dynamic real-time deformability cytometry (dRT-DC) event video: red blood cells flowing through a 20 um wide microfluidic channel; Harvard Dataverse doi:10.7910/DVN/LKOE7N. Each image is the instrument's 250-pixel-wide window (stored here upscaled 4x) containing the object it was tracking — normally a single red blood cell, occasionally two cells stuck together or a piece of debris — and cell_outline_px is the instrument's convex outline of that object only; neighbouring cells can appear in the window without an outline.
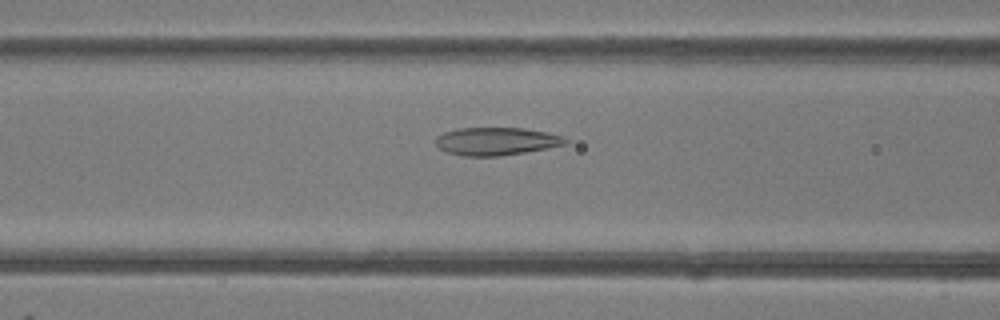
{"species": "common noctule bat (a hibernating species)", "species_latin": "Nyctalus noctula", "temperature_condition": "room temperature", "stored_images_in_passage": 41, "camera_frame_rate_fps": 3000, "um_per_image_px": 0.085, "animal": {"sex": "female"}, "frame": {"image": 1, "passage_image": 12, "time_ms": 3.667, "image_size_px": [1000, 320], "cell_outline_px": [[568, 144], [548, 148], [500, 156], [464, 156], [448, 152], [440, 148], [436, 144], [436, 136], [444, 132], [456, 128], [524, 128], [564, 136], [568, 140]], "centroid_in_image_um": [42.2, 12.0], "position_along_channel_um": 124.4, "area_um2": 21.04}}
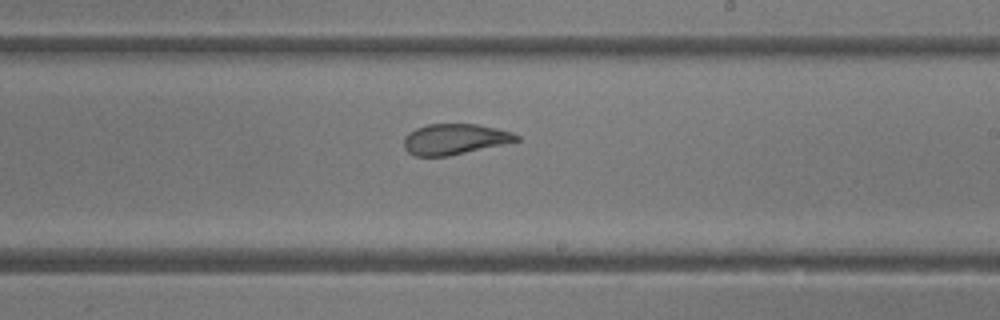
{"frame": {"image": 2, "passage_image": 21, "time_ms": 6.667, "image_size_px": [1000, 320], "cell_outline_px": [[520, 140], [448, 156], [416, 156], [408, 152], [404, 148], [404, 136], [408, 132], [416, 128], [428, 124], [476, 124], [496, 128], [512, 132], [520, 136]], "centroid_in_image_um": [38.62, 11.82], "position_along_channel_um": 250.4, "area_um2": 20.0}}
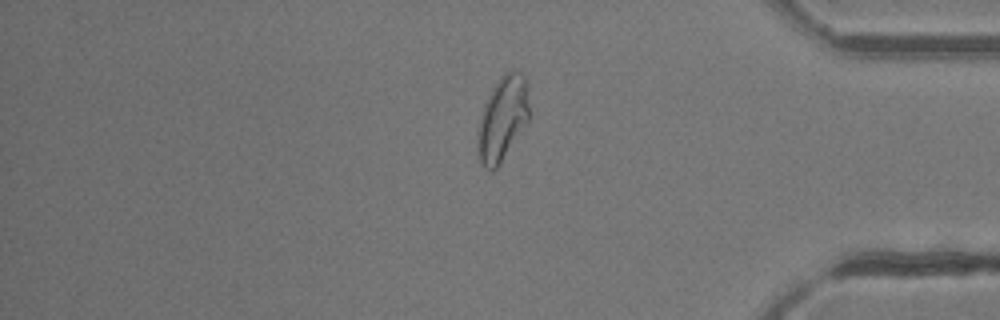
{"frame": {"image": 3, "passage_image": 33, "time_ms": 10.667, "image_size_px": [1000, 320], "cell_outline_px": [[528, 120], [500, 164], [496, 168], [484, 168], [480, 160], [476, 148], [476, 136], [484, 104], [496, 80], [500, 76], [512, 68], [520, 72], [524, 76], [528, 104]], "centroid_in_image_um": [42.68, 10.06], "position_along_channel_um": 392.5, "area_um2": 25.09}, "authors_computed_cell_mechanics": {"area_um2": 23.0622, "velocity_mm_per_s": 4.2093, "shape_relaxation_time_tau1_ms": 5.609, "shape_relaxation_time_tau2_ms": 1.1689, "deformation_change_tau1": 0.1444, "deformation_change_tau2": 0.0891}}